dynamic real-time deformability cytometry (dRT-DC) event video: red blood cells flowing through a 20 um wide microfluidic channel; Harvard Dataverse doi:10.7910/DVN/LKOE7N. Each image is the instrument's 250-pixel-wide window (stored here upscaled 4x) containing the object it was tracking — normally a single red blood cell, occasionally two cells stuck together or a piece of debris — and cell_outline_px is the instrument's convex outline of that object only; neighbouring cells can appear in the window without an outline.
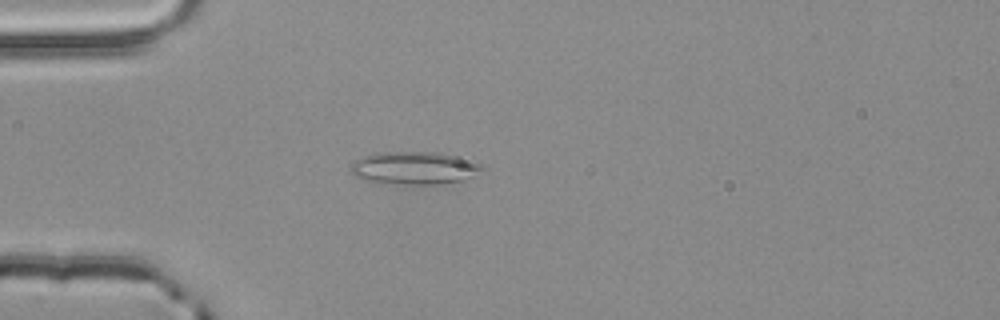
{"species": "common noctule bat (a hibernating species)", "species_latin": "Nyctalus noctula", "temperature_condition": "room temperature", "stored_images_in_passage": 54, "camera_frame_rate_fps": 3000, "um_per_image_px": 0.085, "animal": {"sex": "male", "body_mass_g": 20.4}, "frame": {"image": 1, "passage_image": 15, "time_ms": 4.667, "image_size_px": [1000, 320], "cell_outline_px": [[484, 168], [476, 176], [460, 180], [436, 184], [404, 184], [368, 180], [356, 176], [352, 172], [352, 164], [356, 160], [364, 156], [380, 152], [440, 152], [468, 156], [480, 164]], "centroid_in_image_um": [35.35, 14.25], "position_along_channel_um": 49.7, "area_um2": 25.09}}
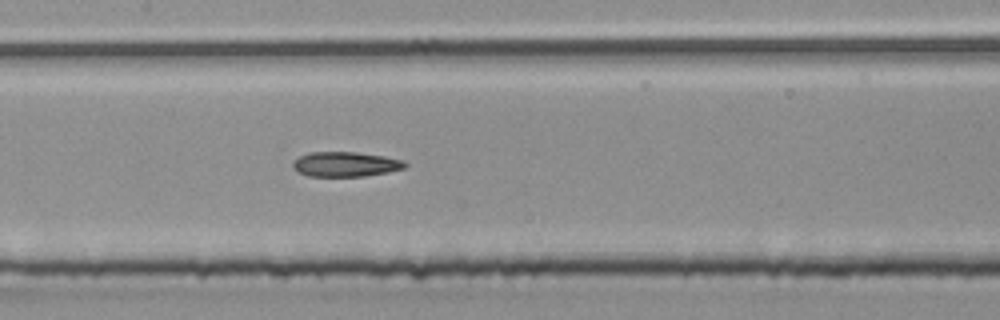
{"frame": {"image": 2, "passage_image": 26, "time_ms": 8.333, "image_size_px": [1000, 320], "cell_outline_px": [[408, 164], [404, 168], [388, 172], [364, 176], [308, 176], [292, 168], [292, 164], [300, 156], [308, 152], [356, 152], [384, 156], [404, 160]], "centroid_in_image_um": [29.39, 13.95], "position_along_channel_um": 178.0, "area_um2": 16.18}}
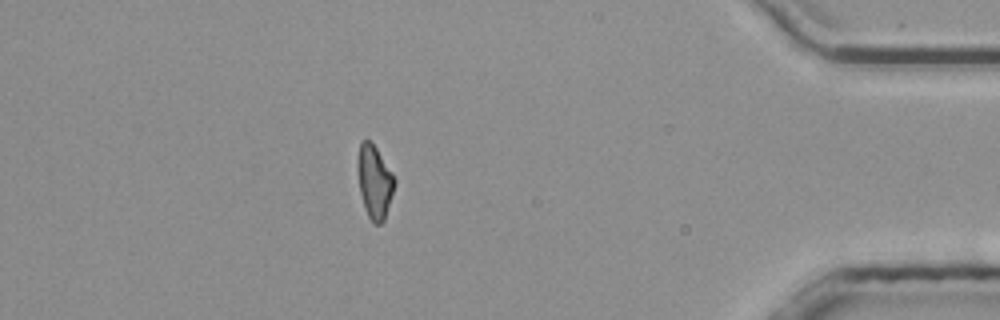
{"frame": {"image": 3, "passage_image": 47, "time_ms": 15.333, "image_size_px": [1000, 320], "cell_outline_px": [[396, 184], [384, 220], [380, 224], [376, 224], [368, 216], [364, 208], [360, 192], [356, 164], [356, 160], [360, 144], [364, 140], [368, 140], [376, 148], [392, 172], [396, 180]], "centroid_in_image_um": [31.83, 15.45], "position_along_channel_um": 403.4, "area_um2": 15.72}, "authors_computed_cell_mechanics": {"area_um2": 16.5886, "velocity_mm_per_s": 3.8824, "shape_relaxation_time_tau1_ms": 8.7625, "shape_relaxation_time_tau2_ms": 9.4087, "deformation_change_tau1": 0.1796, "deformation_change_tau2": 0.1858}}